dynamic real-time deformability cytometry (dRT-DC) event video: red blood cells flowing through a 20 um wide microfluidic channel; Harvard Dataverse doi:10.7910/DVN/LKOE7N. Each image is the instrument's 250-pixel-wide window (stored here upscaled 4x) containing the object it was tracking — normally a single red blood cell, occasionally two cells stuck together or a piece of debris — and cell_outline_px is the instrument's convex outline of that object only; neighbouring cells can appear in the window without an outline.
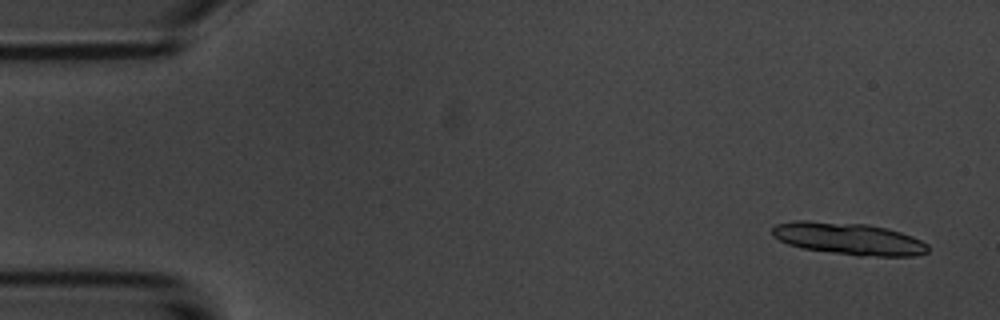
{"species": "common noctule bat (a hibernating species)", "species_latin": "Nyctalus noctula", "temperature_condition": "room temperature", "stored_images_in_passage": 10, "segment_of_instrument_passage": [1, 2], "camera_frame_rate_fps": 3000, "um_per_image_px": 0.085, "animal": {"sex": "male", "body_mass_g": 20.1, "forearm_length_mm": 53.5}, "frame": {"image": 1, "passage_image": 1, "time_ms": 0.0, "image_size_px": [1000, 320], "cell_outline_px": [[928, 252], [916, 256], [856, 256], [804, 248], [788, 244], [772, 236], [772, 228], [776, 224], [796, 220], [808, 220], [868, 224], [888, 228], [912, 236], [928, 244]], "centroid_in_image_um": [72.14, 20.28], "position_along_channel_um": 12.9, "area_um2": 29.3}}